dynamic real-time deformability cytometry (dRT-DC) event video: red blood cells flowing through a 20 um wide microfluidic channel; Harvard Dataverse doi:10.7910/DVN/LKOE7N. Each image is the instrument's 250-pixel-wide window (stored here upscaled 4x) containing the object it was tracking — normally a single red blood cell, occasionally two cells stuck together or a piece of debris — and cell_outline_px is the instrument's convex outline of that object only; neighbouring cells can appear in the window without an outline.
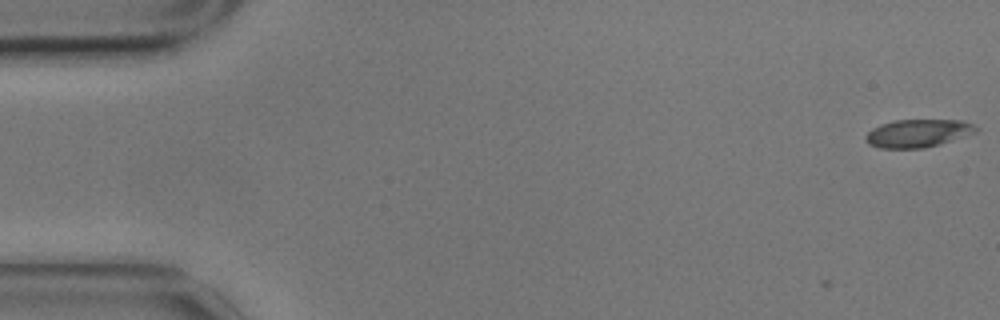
{"species": "common noctule bat (a hibernating species)", "species_latin": "Nyctalus noctula", "temperature_condition": "cold", "stored_images_in_passage": 4, "camera_frame_rate_fps": 3000, "um_per_image_px": 0.085, "animal": {"sex": "male", "body_mass_g": 17.9}, "frame": {"image": 1, "passage_image": 4, "time_ms": 1.0, "image_size_px": [1000, 320], "cell_outline_px": [[980, 128], [976, 132], [940, 144], [924, 148], [880, 148], [868, 144], [864, 140], [864, 136], [872, 128], [880, 124], [896, 120], [960, 120], [972, 124]], "centroid_in_image_um": [77.99, 11.33], "position_along_channel_um": 7.0, "area_um2": 17.98}}